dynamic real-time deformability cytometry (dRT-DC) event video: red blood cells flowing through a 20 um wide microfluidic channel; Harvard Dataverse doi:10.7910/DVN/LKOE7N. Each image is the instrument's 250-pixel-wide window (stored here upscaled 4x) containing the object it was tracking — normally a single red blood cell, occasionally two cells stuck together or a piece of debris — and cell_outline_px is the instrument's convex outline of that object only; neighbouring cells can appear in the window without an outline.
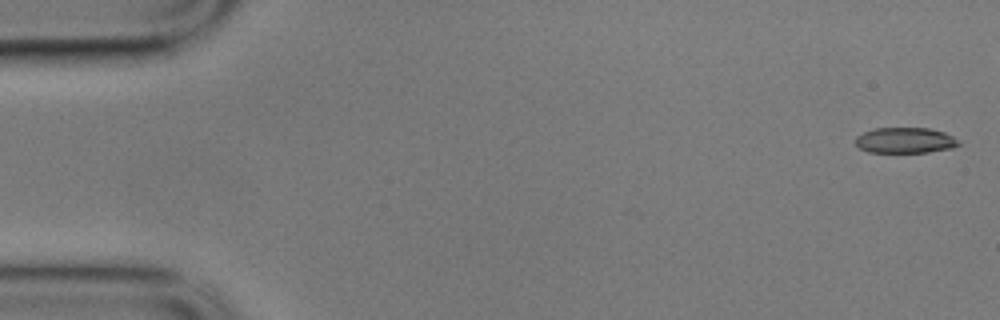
{"species": "common noctule bat (a hibernating species)", "species_latin": "Nyctalus noctula", "temperature_condition": "cold", "stored_images_in_passage": 5, "camera_frame_rate_fps": 3000, "um_per_image_px": 0.085, "animal": {"sex": "male", "body_mass_g": 17.9}, "frame": {"image": 1, "passage_image": 1, "time_ms": 0.0, "image_size_px": [1000, 320], "cell_outline_px": [[960, 144], [952, 148], [928, 152], [868, 152], [860, 148], [856, 144], [856, 136], [864, 132], [876, 128], [928, 128], [944, 132], [952, 136]], "centroid_in_image_um": [76.92, 11.93], "position_along_channel_um": 8.1, "area_um2": 15.26}}
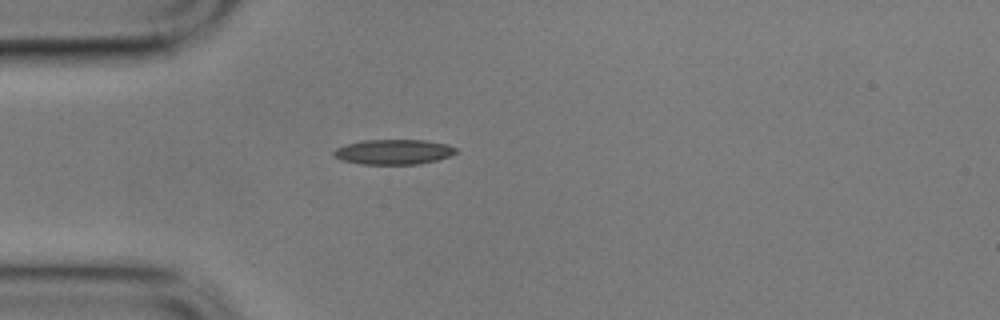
{"frame": {"image": 2, "passage_image": 5, "time_ms": 1.333, "image_size_px": [1000, 320], "cell_outline_px": [[460, 152], [436, 160], [420, 164], [360, 164], [340, 160], [332, 156], [332, 152], [336, 148], [348, 144], [364, 140], [428, 140], [448, 144], [456, 148]], "centroid_in_image_um": [33.46, 12.91], "position_along_channel_um": 51.5, "area_um2": 17.98}}